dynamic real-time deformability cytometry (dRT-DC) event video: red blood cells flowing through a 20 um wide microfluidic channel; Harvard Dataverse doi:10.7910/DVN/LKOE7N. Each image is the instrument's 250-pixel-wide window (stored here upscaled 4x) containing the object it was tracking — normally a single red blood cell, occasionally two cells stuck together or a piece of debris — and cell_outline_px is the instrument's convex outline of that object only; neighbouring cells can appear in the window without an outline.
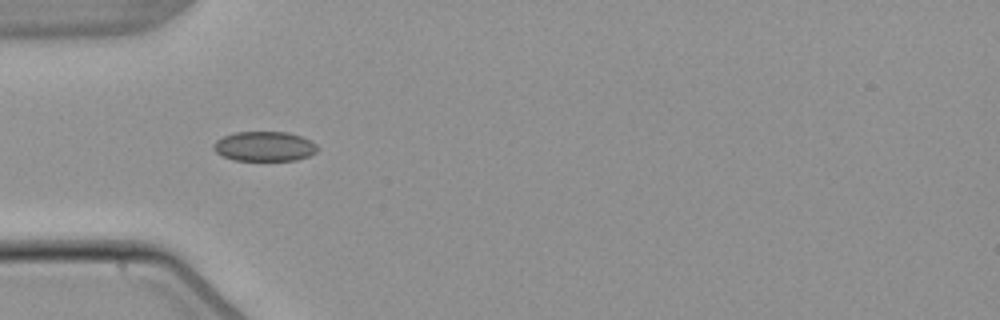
{"species": "common noctule bat (a hibernating species)", "species_latin": "Nyctalus noctula", "temperature_condition": "warm", "stored_images_in_passage": 5, "camera_frame_rate_fps": 3000, "um_per_image_px": 0.085, "animal": {"sex": "male", "body_mass_g": 21.5, "forearm_length_mm": 52.0}, "frame": {"image": 1, "passage_image": 4, "time_ms": 3.667, "image_size_px": [1000, 320], "cell_outline_px": [[316, 152], [308, 156], [296, 160], [232, 160], [216, 152], [212, 148], [216, 140], [224, 136], [236, 132], [288, 132], [300, 136], [316, 144]], "centroid_in_image_um": [22.45, 12.44], "position_along_channel_um": 62.6, "area_um2": 17.8}}
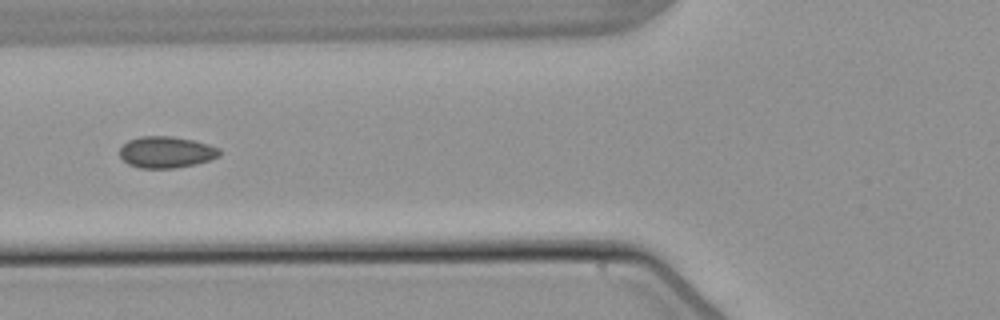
{"frame": {"image": 2, "passage_image": 5, "time_ms": 5.0, "image_size_px": [1000, 320], "cell_outline_px": [[220, 156], [196, 164], [176, 168], [140, 168], [128, 164], [120, 156], [120, 148], [128, 140], [140, 136], [172, 136], [192, 140], [208, 144], [220, 148]], "centroid_in_image_um": [14.13, 12.93], "position_along_channel_um": 111.7, "area_um2": 18.32}}